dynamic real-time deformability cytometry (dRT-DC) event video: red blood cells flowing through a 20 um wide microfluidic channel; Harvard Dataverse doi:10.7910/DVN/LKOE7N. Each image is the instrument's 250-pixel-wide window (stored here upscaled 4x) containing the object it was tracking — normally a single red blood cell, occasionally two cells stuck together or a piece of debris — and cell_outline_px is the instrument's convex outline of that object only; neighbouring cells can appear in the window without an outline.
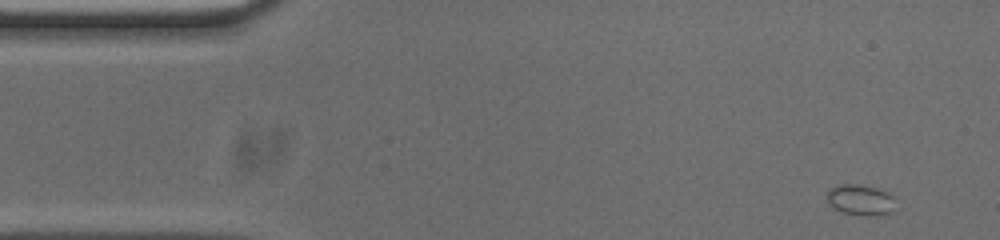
{"species": "common noctule bat (a hibernating species)", "species_latin": "Nyctalus noctula", "temperature_condition": "cold", "stored_images_in_passage": 50, "camera_frame_rate_fps": 3000, "um_per_image_px": 0.085, "animal": {"sex": "male", "body_mass_g": 20.0, "forearm_length_mm": 53.3}, "frame": {"image": 1, "passage_image": 1, "time_ms": 0.0, "image_size_px": [1000, 240], "cell_outline_px": [[892, 212], [872, 216], [864, 216], [844, 212], [836, 208], [828, 200], [828, 192], [836, 184], [856, 184], [876, 188], [888, 192], [892, 196]], "centroid_in_image_um": [73.14, 16.98], "position_along_channel_um": 11.9, "area_um2": 11.85}}
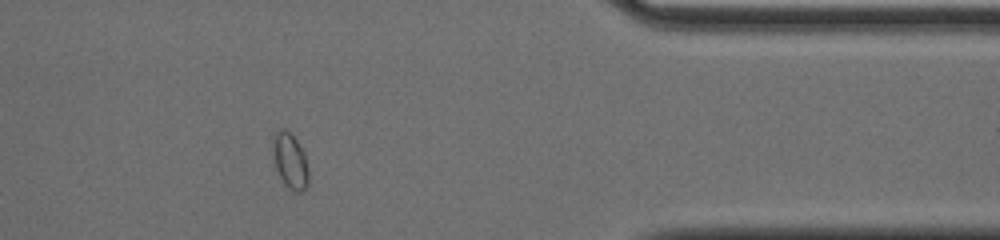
{"frame": {"image": 2, "passage_image": 41, "time_ms": 13.333, "image_size_px": [1000, 240], "cell_outline_px": [[308, 184], [300, 192], [296, 192], [284, 184], [276, 168], [272, 152], [272, 148], [276, 132], [280, 128], [284, 128], [296, 140], [304, 152], [308, 168]], "centroid_in_image_um": [24.66, 13.68], "position_along_channel_um": 386.7, "area_um2": 11.33}}
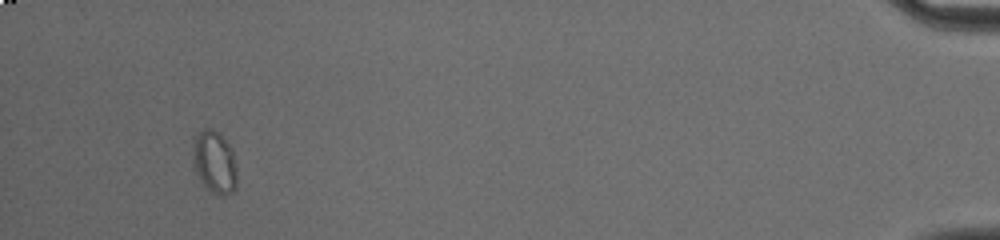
{"frame": {"image": 3, "passage_image": 48, "time_ms": 15.667, "image_size_px": [1000, 240], "cell_outline_px": [[236, 188], [232, 192], [224, 196], [220, 196], [212, 192], [200, 180], [196, 172], [192, 160], [192, 152], [196, 136], [204, 128], [212, 128], [232, 148], [236, 168]], "centroid_in_image_um": [18.24, 13.81], "position_along_channel_um": 417.0, "area_um2": 15.9}}